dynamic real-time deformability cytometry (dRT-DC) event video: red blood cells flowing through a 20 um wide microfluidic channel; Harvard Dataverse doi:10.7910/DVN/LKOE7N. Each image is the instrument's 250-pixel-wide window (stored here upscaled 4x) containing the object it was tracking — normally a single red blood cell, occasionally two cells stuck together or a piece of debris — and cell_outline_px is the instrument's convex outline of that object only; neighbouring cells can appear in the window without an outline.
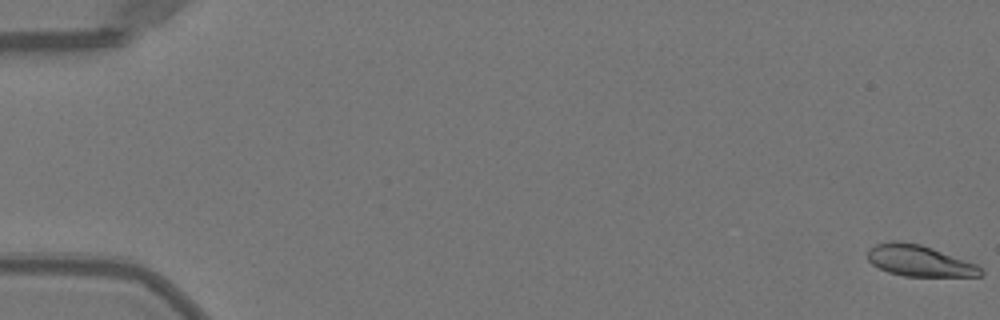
{"species": "Egyptian fruit bat (a non-hibernating species)", "species_latin": "Rousettus aegyptiacus", "temperature_condition": "warm", "stored_images_in_passage": 11, "camera_frame_rate_fps": 3000, "um_per_image_px": 0.085, "animal": {"sex": "female"}, "frame": {"image": 1, "passage_image": 1, "time_ms": 0.0, "image_size_px": [1000, 320], "cell_outline_px": [[984, 272], [980, 276], [904, 276], [888, 272], [872, 264], [868, 260], [868, 248], [876, 244], [892, 240], [896, 240], [920, 244], [932, 248], [976, 264]], "centroid_in_image_um": [78.11, 22.16], "position_along_channel_um": 6.9, "area_um2": 20.4}}